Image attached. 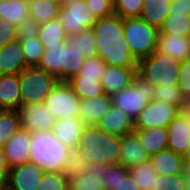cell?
Returning <instances> with one entry per match:
<instances>
[{
    "mask_svg": "<svg viewBox=\"0 0 190 190\" xmlns=\"http://www.w3.org/2000/svg\"><path fill=\"white\" fill-rule=\"evenodd\" d=\"M95 34L97 56L108 66L137 68L124 36L123 19L115 13L99 18L92 27Z\"/></svg>",
    "mask_w": 190,
    "mask_h": 190,
    "instance_id": "cell-1",
    "label": "cell"
},
{
    "mask_svg": "<svg viewBox=\"0 0 190 190\" xmlns=\"http://www.w3.org/2000/svg\"><path fill=\"white\" fill-rule=\"evenodd\" d=\"M88 162L114 164L120 162L121 136L103 131L97 125H86L77 146Z\"/></svg>",
    "mask_w": 190,
    "mask_h": 190,
    "instance_id": "cell-2",
    "label": "cell"
},
{
    "mask_svg": "<svg viewBox=\"0 0 190 190\" xmlns=\"http://www.w3.org/2000/svg\"><path fill=\"white\" fill-rule=\"evenodd\" d=\"M70 150L52 130L31 132L29 162L44 172L62 173Z\"/></svg>",
    "mask_w": 190,
    "mask_h": 190,
    "instance_id": "cell-3",
    "label": "cell"
},
{
    "mask_svg": "<svg viewBox=\"0 0 190 190\" xmlns=\"http://www.w3.org/2000/svg\"><path fill=\"white\" fill-rule=\"evenodd\" d=\"M180 62L160 52L138 61L137 74L153 85H175L179 79Z\"/></svg>",
    "mask_w": 190,
    "mask_h": 190,
    "instance_id": "cell-4",
    "label": "cell"
},
{
    "mask_svg": "<svg viewBox=\"0 0 190 190\" xmlns=\"http://www.w3.org/2000/svg\"><path fill=\"white\" fill-rule=\"evenodd\" d=\"M154 92L155 85L136 74L130 85L112 95L113 106L135 121L147 104L154 100Z\"/></svg>",
    "mask_w": 190,
    "mask_h": 190,
    "instance_id": "cell-5",
    "label": "cell"
},
{
    "mask_svg": "<svg viewBox=\"0 0 190 190\" xmlns=\"http://www.w3.org/2000/svg\"><path fill=\"white\" fill-rule=\"evenodd\" d=\"M123 28L126 42L137 62L156 51L158 28L139 17L124 18Z\"/></svg>",
    "mask_w": 190,
    "mask_h": 190,
    "instance_id": "cell-6",
    "label": "cell"
},
{
    "mask_svg": "<svg viewBox=\"0 0 190 190\" xmlns=\"http://www.w3.org/2000/svg\"><path fill=\"white\" fill-rule=\"evenodd\" d=\"M21 105L44 102L59 82L55 75L38 66L26 67L19 73Z\"/></svg>",
    "mask_w": 190,
    "mask_h": 190,
    "instance_id": "cell-7",
    "label": "cell"
},
{
    "mask_svg": "<svg viewBox=\"0 0 190 190\" xmlns=\"http://www.w3.org/2000/svg\"><path fill=\"white\" fill-rule=\"evenodd\" d=\"M81 99L65 81H59L44 103L56 121L78 115Z\"/></svg>",
    "mask_w": 190,
    "mask_h": 190,
    "instance_id": "cell-8",
    "label": "cell"
},
{
    "mask_svg": "<svg viewBox=\"0 0 190 190\" xmlns=\"http://www.w3.org/2000/svg\"><path fill=\"white\" fill-rule=\"evenodd\" d=\"M59 19L67 36L92 28L98 16L89 12L84 0L62 4Z\"/></svg>",
    "mask_w": 190,
    "mask_h": 190,
    "instance_id": "cell-9",
    "label": "cell"
},
{
    "mask_svg": "<svg viewBox=\"0 0 190 190\" xmlns=\"http://www.w3.org/2000/svg\"><path fill=\"white\" fill-rule=\"evenodd\" d=\"M179 112L180 110L171 104L152 100L134 121V130H147L154 127L165 128Z\"/></svg>",
    "mask_w": 190,
    "mask_h": 190,
    "instance_id": "cell-10",
    "label": "cell"
},
{
    "mask_svg": "<svg viewBox=\"0 0 190 190\" xmlns=\"http://www.w3.org/2000/svg\"><path fill=\"white\" fill-rule=\"evenodd\" d=\"M17 111L21 129L29 132L49 131L56 123L55 117L44 102L20 105Z\"/></svg>",
    "mask_w": 190,
    "mask_h": 190,
    "instance_id": "cell-11",
    "label": "cell"
},
{
    "mask_svg": "<svg viewBox=\"0 0 190 190\" xmlns=\"http://www.w3.org/2000/svg\"><path fill=\"white\" fill-rule=\"evenodd\" d=\"M43 173L44 171L31 162L9 168L6 186L11 190H37Z\"/></svg>",
    "mask_w": 190,
    "mask_h": 190,
    "instance_id": "cell-12",
    "label": "cell"
},
{
    "mask_svg": "<svg viewBox=\"0 0 190 190\" xmlns=\"http://www.w3.org/2000/svg\"><path fill=\"white\" fill-rule=\"evenodd\" d=\"M31 132L20 129L2 147L9 168L29 162Z\"/></svg>",
    "mask_w": 190,
    "mask_h": 190,
    "instance_id": "cell-13",
    "label": "cell"
},
{
    "mask_svg": "<svg viewBox=\"0 0 190 190\" xmlns=\"http://www.w3.org/2000/svg\"><path fill=\"white\" fill-rule=\"evenodd\" d=\"M167 148L184 155L190 138V118L180 111L178 115L168 124Z\"/></svg>",
    "mask_w": 190,
    "mask_h": 190,
    "instance_id": "cell-14",
    "label": "cell"
},
{
    "mask_svg": "<svg viewBox=\"0 0 190 190\" xmlns=\"http://www.w3.org/2000/svg\"><path fill=\"white\" fill-rule=\"evenodd\" d=\"M112 107V96L107 94L94 98L81 99L78 116L84 121L85 125H97Z\"/></svg>",
    "mask_w": 190,
    "mask_h": 190,
    "instance_id": "cell-15",
    "label": "cell"
},
{
    "mask_svg": "<svg viewBox=\"0 0 190 190\" xmlns=\"http://www.w3.org/2000/svg\"><path fill=\"white\" fill-rule=\"evenodd\" d=\"M85 126L84 121L76 115L56 121L52 131L65 146L76 149Z\"/></svg>",
    "mask_w": 190,
    "mask_h": 190,
    "instance_id": "cell-16",
    "label": "cell"
},
{
    "mask_svg": "<svg viewBox=\"0 0 190 190\" xmlns=\"http://www.w3.org/2000/svg\"><path fill=\"white\" fill-rule=\"evenodd\" d=\"M137 74V68H124L118 66H106L101 78V84L107 95L112 96L133 82Z\"/></svg>",
    "mask_w": 190,
    "mask_h": 190,
    "instance_id": "cell-17",
    "label": "cell"
},
{
    "mask_svg": "<svg viewBox=\"0 0 190 190\" xmlns=\"http://www.w3.org/2000/svg\"><path fill=\"white\" fill-rule=\"evenodd\" d=\"M149 155L135 132L121 136L120 164L127 169L149 160Z\"/></svg>",
    "mask_w": 190,
    "mask_h": 190,
    "instance_id": "cell-18",
    "label": "cell"
},
{
    "mask_svg": "<svg viewBox=\"0 0 190 190\" xmlns=\"http://www.w3.org/2000/svg\"><path fill=\"white\" fill-rule=\"evenodd\" d=\"M149 160L157 175H173L184 173L185 159L183 155L165 148L152 154Z\"/></svg>",
    "mask_w": 190,
    "mask_h": 190,
    "instance_id": "cell-19",
    "label": "cell"
},
{
    "mask_svg": "<svg viewBox=\"0 0 190 190\" xmlns=\"http://www.w3.org/2000/svg\"><path fill=\"white\" fill-rule=\"evenodd\" d=\"M26 62L20 41L7 43L0 48V74H16L25 69Z\"/></svg>",
    "mask_w": 190,
    "mask_h": 190,
    "instance_id": "cell-20",
    "label": "cell"
},
{
    "mask_svg": "<svg viewBox=\"0 0 190 190\" xmlns=\"http://www.w3.org/2000/svg\"><path fill=\"white\" fill-rule=\"evenodd\" d=\"M103 131L117 136L134 132V121L121 109L113 106L97 124Z\"/></svg>",
    "mask_w": 190,
    "mask_h": 190,
    "instance_id": "cell-21",
    "label": "cell"
},
{
    "mask_svg": "<svg viewBox=\"0 0 190 190\" xmlns=\"http://www.w3.org/2000/svg\"><path fill=\"white\" fill-rule=\"evenodd\" d=\"M105 164L88 162L83 170L77 174L69 183L75 190H104L102 172Z\"/></svg>",
    "mask_w": 190,
    "mask_h": 190,
    "instance_id": "cell-22",
    "label": "cell"
},
{
    "mask_svg": "<svg viewBox=\"0 0 190 190\" xmlns=\"http://www.w3.org/2000/svg\"><path fill=\"white\" fill-rule=\"evenodd\" d=\"M21 105L19 75L0 74V110H17Z\"/></svg>",
    "mask_w": 190,
    "mask_h": 190,
    "instance_id": "cell-23",
    "label": "cell"
},
{
    "mask_svg": "<svg viewBox=\"0 0 190 190\" xmlns=\"http://www.w3.org/2000/svg\"><path fill=\"white\" fill-rule=\"evenodd\" d=\"M156 52L167 54L177 61L182 62L190 57L189 38L159 33Z\"/></svg>",
    "mask_w": 190,
    "mask_h": 190,
    "instance_id": "cell-24",
    "label": "cell"
},
{
    "mask_svg": "<svg viewBox=\"0 0 190 190\" xmlns=\"http://www.w3.org/2000/svg\"><path fill=\"white\" fill-rule=\"evenodd\" d=\"M29 18L41 25L59 18L62 4L57 0H28Z\"/></svg>",
    "mask_w": 190,
    "mask_h": 190,
    "instance_id": "cell-25",
    "label": "cell"
},
{
    "mask_svg": "<svg viewBox=\"0 0 190 190\" xmlns=\"http://www.w3.org/2000/svg\"><path fill=\"white\" fill-rule=\"evenodd\" d=\"M171 0H144L139 18L158 29L170 14Z\"/></svg>",
    "mask_w": 190,
    "mask_h": 190,
    "instance_id": "cell-26",
    "label": "cell"
},
{
    "mask_svg": "<svg viewBox=\"0 0 190 190\" xmlns=\"http://www.w3.org/2000/svg\"><path fill=\"white\" fill-rule=\"evenodd\" d=\"M134 132L138 135L141 145L147 151L149 156L167 148V127H154L147 130H134Z\"/></svg>",
    "mask_w": 190,
    "mask_h": 190,
    "instance_id": "cell-27",
    "label": "cell"
},
{
    "mask_svg": "<svg viewBox=\"0 0 190 190\" xmlns=\"http://www.w3.org/2000/svg\"><path fill=\"white\" fill-rule=\"evenodd\" d=\"M0 19L14 26L29 19L28 0H0Z\"/></svg>",
    "mask_w": 190,
    "mask_h": 190,
    "instance_id": "cell-28",
    "label": "cell"
},
{
    "mask_svg": "<svg viewBox=\"0 0 190 190\" xmlns=\"http://www.w3.org/2000/svg\"><path fill=\"white\" fill-rule=\"evenodd\" d=\"M85 61L84 55L66 41V45L63 48L61 81L67 82L71 77L77 75Z\"/></svg>",
    "mask_w": 190,
    "mask_h": 190,
    "instance_id": "cell-29",
    "label": "cell"
},
{
    "mask_svg": "<svg viewBox=\"0 0 190 190\" xmlns=\"http://www.w3.org/2000/svg\"><path fill=\"white\" fill-rule=\"evenodd\" d=\"M67 83L80 99L94 98L106 94L101 80L85 76H73Z\"/></svg>",
    "mask_w": 190,
    "mask_h": 190,
    "instance_id": "cell-30",
    "label": "cell"
},
{
    "mask_svg": "<svg viewBox=\"0 0 190 190\" xmlns=\"http://www.w3.org/2000/svg\"><path fill=\"white\" fill-rule=\"evenodd\" d=\"M37 37L43 46L66 44L67 41V35L59 18L41 24Z\"/></svg>",
    "mask_w": 190,
    "mask_h": 190,
    "instance_id": "cell-31",
    "label": "cell"
},
{
    "mask_svg": "<svg viewBox=\"0 0 190 190\" xmlns=\"http://www.w3.org/2000/svg\"><path fill=\"white\" fill-rule=\"evenodd\" d=\"M66 44H57L54 46H44L42 59L38 65L47 73L55 75L61 81V64L63 58V48Z\"/></svg>",
    "mask_w": 190,
    "mask_h": 190,
    "instance_id": "cell-32",
    "label": "cell"
},
{
    "mask_svg": "<svg viewBox=\"0 0 190 190\" xmlns=\"http://www.w3.org/2000/svg\"><path fill=\"white\" fill-rule=\"evenodd\" d=\"M67 42L77 48L85 58L97 56L95 34L92 28L67 36Z\"/></svg>",
    "mask_w": 190,
    "mask_h": 190,
    "instance_id": "cell-33",
    "label": "cell"
},
{
    "mask_svg": "<svg viewBox=\"0 0 190 190\" xmlns=\"http://www.w3.org/2000/svg\"><path fill=\"white\" fill-rule=\"evenodd\" d=\"M159 33L175 35L179 37H189L190 35V15L170 13L159 29Z\"/></svg>",
    "mask_w": 190,
    "mask_h": 190,
    "instance_id": "cell-34",
    "label": "cell"
},
{
    "mask_svg": "<svg viewBox=\"0 0 190 190\" xmlns=\"http://www.w3.org/2000/svg\"><path fill=\"white\" fill-rule=\"evenodd\" d=\"M21 129L17 110H0V147L2 148Z\"/></svg>",
    "mask_w": 190,
    "mask_h": 190,
    "instance_id": "cell-35",
    "label": "cell"
},
{
    "mask_svg": "<svg viewBox=\"0 0 190 190\" xmlns=\"http://www.w3.org/2000/svg\"><path fill=\"white\" fill-rule=\"evenodd\" d=\"M154 100L164 101L177 107L180 111L185 110L186 99L177 84L155 86Z\"/></svg>",
    "mask_w": 190,
    "mask_h": 190,
    "instance_id": "cell-36",
    "label": "cell"
},
{
    "mask_svg": "<svg viewBox=\"0 0 190 190\" xmlns=\"http://www.w3.org/2000/svg\"><path fill=\"white\" fill-rule=\"evenodd\" d=\"M129 173L141 190H151L158 176L150 160L144 161L129 169Z\"/></svg>",
    "mask_w": 190,
    "mask_h": 190,
    "instance_id": "cell-37",
    "label": "cell"
},
{
    "mask_svg": "<svg viewBox=\"0 0 190 190\" xmlns=\"http://www.w3.org/2000/svg\"><path fill=\"white\" fill-rule=\"evenodd\" d=\"M20 44L23 49L26 66H38L45 49L39 38L36 36L33 38H28L26 40H20Z\"/></svg>",
    "mask_w": 190,
    "mask_h": 190,
    "instance_id": "cell-38",
    "label": "cell"
},
{
    "mask_svg": "<svg viewBox=\"0 0 190 190\" xmlns=\"http://www.w3.org/2000/svg\"><path fill=\"white\" fill-rule=\"evenodd\" d=\"M151 190H187V178L184 173L158 175Z\"/></svg>",
    "mask_w": 190,
    "mask_h": 190,
    "instance_id": "cell-39",
    "label": "cell"
},
{
    "mask_svg": "<svg viewBox=\"0 0 190 190\" xmlns=\"http://www.w3.org/2000/svg\"><path fill=\"white\" fill-rule=\"evenodd\" d=\"M87 163L88 161L82 158L79 149H71L68 153L62 174L70 181L83 170Z\"/></svg>",
    "mask_w": 190,
    "mask_h": 190,
    "instance_id": "cell-40",
    "label": "cell"
},
{
    "mask_svg": "<svg viewBox=\"0 0 190 190\" xmlns=\"http://www.w3.org/2000/svg\"><path fill=\"white\" fill-rule=\"evenodd\" d=\"M144 0H113L114 13L122 19L139 17Z\"/></svg>",
    "mask_w": 190,
    "mask_h": 190,
    "instance_id": "cell-41",
    "label": "cell"
},
{
    "mask_svg": "<svg viewBox=\"0 0 190 190\" xmlns=\"http://www.w3.org/2000/svg\"><path fill=\"white\" fill-rule=\"evenodd\" d=\"M69 180L59 172H44L37 186V190H63Z\"/></svg>",
    "mask_w": 190,
    "mask_h": 190,
    "instance_id": "cell-42",
    "label": "cell"
},
{
    "mask_svg": "<svg viewBox=\"0 0 190 190\" xmlns=\"http://www.w3.org/2000/svg\"><path fill=\"white\" fill-rule=\"evenodd\" d=\"M107 64L98 56L86 58L79 73L75 76H85L101 80Z\"/></svg>",
    "mask_w": 190,
    "mask_h": 190,
    "instance_id": "cell-43",
    "label": "cell"
},
{
    "mask_svg": "<svg viewBox=\"0 0 190 190\" xmlns=\"http://www.w3.org/2000/svg\"><path fill=\"white\" fill-rule=\"evenodd\" d=\"M128 169L120 164H105V170L102 172V180L104 185V190H112V186H115L120 180L121 175H123Z\"/></svg>",
    "mask_w": 190,
    "mask_h": 190,
    "instance_id": "cell-44",
    "label": "cell"
},
{
    "mask_svg": "<svg viewBox=\"0 0 190 190\" xmlns=\"http://www.w3.org/2000/svg\"><path fill=\"white\" fill-rule=\"evenodd\" d=\"M90 13L98 18L114 13L113 0H84Z\"/></svg>",
    "mask_w": 190,
    "mask_h": 190,
    "instance_id": "cell-45",
    "label": "cell"
},
{
    "mask_svg": "<svg viewBox=\"0 0 190 190\" xmlns=\"http://www.w3.org/2000/svg\"><path fill=\"white\" fill-rule=\"evenodd\" d=\"M180 73L177 85L184 98H190V57L180 62Z\"/></svg>",
    "mask_w": 190,
    "mask_h": 190,
    "instance_id": "cell-46",
    "label": "cell"
},
{
    "mask_svg": "<svg viewBox=\"0 0 190 190\" xmlns=\"http://www.w3.org/2000/svg\"><path fill=\"white\" fill-rule=\"evenodd\" d=\"M39 29L40 25L29 18L16 27L17 40L20 41L36 37L39 33Z\"/></svg>",
    "mask_w": 190,
    "mask_h": 190,
    "instance_id": "cell-47",
    "label": "cell"
},
{
    "mask_svg": "<svg viewBox=\"0 0 190 190\" xmlns=\"http://www.w3.org/2000/svg\"><path fill=\"white\" fill-rule=\"evenodd\" d=\"M17 40L16 26L0 19V48Z\"/></svg>",
    "mask_w": 190,
    "mask_h": 190,
    "instance_id": "cell-48",
    "label": "cell"
},
{
    "mask_svg": "<svg viewBox=\"0 0 190 190\" xmlns=\"http://www.w3.org/2000/svg\"><path fill=\"white\" fill-rule=\"evenodd\" d=\"M112 190H141L137 185V182L133 179L129 173V169L121 175L120 180L115 186H112Z\"/></svg>",
    "mask_w": 190,
    "mask_h": 190,
    "instance_id": "cell-49",
    "label": "cell"
},
{
    "mask_svg": "<svg viewBox=\"0 0 190 190\" xmlns=\"http://www.w3.org/2000/svg\"><path fill=\"white\" fill-rule=\"evenodd\" d=\"M170 13L190 15V0H171Z\"/></svg>",
    "mask_w": 190,
    "mask_h": 190,
    "instance_id": "cell-50",
    "label": "cell"
},
{
    "mask_svg": "<svg viewBox=\"0 0 190 190\" xmlns=\"http://www.w3.org/2000/svg\"><path fill=\"white\" fill-rule=\"evenodd\" d=\"M9 167L6 163L3 148L0 147V171L4 172L7 175Z\"/></svg>",
    "mask_w": 190,
    "mask_h": 190,
    "instance_id": "cell-51",
    "label": "cell"
},
{
    "mask_svg": "<svg viewBox=\"0 0 190 190\" xmlns=\"http://www.w3.org/2000/svg\"><path fill=\"white\" fill-rule=\"evenodd\" d=\"M184 174L187 180H190V159L185 160Z\"/></svg>",
    "mask_w": 190,
    "mask_h": 190,
    "instance_id": "cell-52",
    "label": "cell"
},
{
    "mask_svg": "<svg viewBox=\"0 0 190 190\" xmlns=\"http://www.w3.org/2000/svg\"><path fill=\"white\" fill-rule=\"evenodd\" d=\"M6 179H7V175L0 171V189H3L6 187Z\"/></svg>",
    "mask_w": 190,
    "mask_h": 190,
    "instance_id": "cell-53",
    "label": "cell"
},
{
    "mask_svg": "<svg viewBox=\"0 0 190 190\" xmlns=\"http://www.w3.org/2000/svg\"><path fill=\"white\" fill-rule=\"evenodd\" d=\"M183 157L185 160L190 159V138H189V143H188L187 149H186Z\"/></svg>",
    "mask_w": 190,
    "mask_h": 190,
    "instance_id": "cell-54",
    "label": "cell"
},
{
    "mask_svg": "<svg viewBox=\"0 0 190 190\" xmlns=\"http://www.w3.org/2000/svg\"><path fill=\"white\" fill-rule=\"evenodd\" d=\"M184 112L189 116L190 118V98L186 100V106Z\"/></svg>",
    "mask_w": 190,
    "mask_h": 190,
    "instance_id": "cell-55",
    "label": "cell"
},
{
    "mask_svg": "<svg viewBox=\"0 0 190 190\" xmlns=\"http://www.w3.org/2000/svg\"><path fill=\"white\" fill-rule=\"evenodd\" d=\"M81 0H60L61 4H68V3H73Z\"/></svg>",
    "mask_w": 190,
    "mask_h": 190,
    "instance_id": "cell-56",
    "label": "cell"
},
{
    "mask_svg": "<svg viewBox=\"0 0 190 190\" xmlns=\"http://www.w3.org/2000/svg\"><path fill=\"white\" fill-rule=\"evenodd\" d=\"M63 190H75V189L73 188V186L70 183H68Z\"/></svg>",
    "mask_w": 190,
    "mask_h": 190,
    "instance_id": "cell-57",
    "label": "cell"
},
{
    "mask_svg": "<svg viewBox=\"0 0 190 190\" xmlns=\"http://www.w3.org/2000/svg\"><path fill=\"white\" fill-rule=\"evenodd\" d=\"M187 190H190V180H187Z\"/></svg>",
    "mask_w": 190,
    "mask_h": 190,
    "instance_id": "cell-58",
    "label": "cell"
},
{
    "mask_svg": "<svg viewBox=\"0 0 190 190\" xmlns=\"http://www.w3.org/2000/svg\"><path fill=\"white\" fill-rule=\"evenodd\" d=\"M0 190H11V189H9V188L6 186L5 188L0 189Z\"/></svg>",
    "mask_w": 190,
    "mask_h": 190,
    "instance_id": "cell-59",
    "label": "cell"
}]
</instances>
